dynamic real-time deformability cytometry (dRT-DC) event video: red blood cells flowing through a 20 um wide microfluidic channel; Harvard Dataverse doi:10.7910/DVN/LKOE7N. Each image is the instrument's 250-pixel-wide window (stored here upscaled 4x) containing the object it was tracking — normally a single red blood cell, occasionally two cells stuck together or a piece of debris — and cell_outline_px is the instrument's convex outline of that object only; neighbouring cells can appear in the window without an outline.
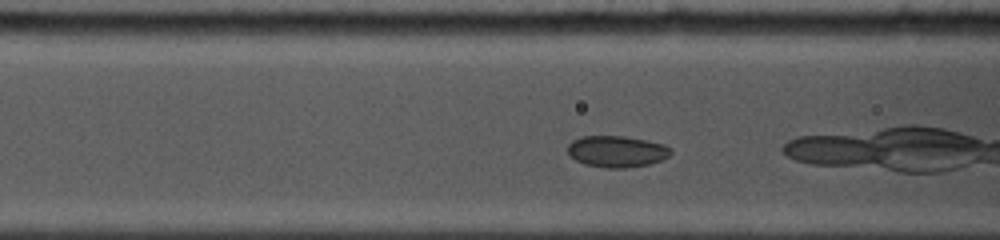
{"species": "common noctule bat (a hibernating species)", "species_latin": "Nyctalus noctula", "temperature_condition": "cold", "stored_images_in_passage": 41, "camera_frame_rate_fps": 5000, "um_per_image_px": 0.085, "animal": {"sex": "female", "body_mass_g": 19.0, "forearm_length_mm": 53.3}, "frame": {"image": 1, "passage_image": 7, "time_ms": 1.4, "image_size_px": [1000, 240], "cell_outline_px": [[672, 152], [668, 156], [660, 160], [648, 164], [624, 168], [604, 168], [584, 164], [568, 156], [568, 144], [572, 140], [580, 136], [624, 136], [648, 140], [664, 144], [672, 148]], "centroid_in_image_um": [52.4, 12.86], "position_along_channel_um": 114.2, "area_um2": 19.07}, "authors_computed_cell_mechanics": {"area_um2": 18.9584, "velocity_mm_per_s": 3.7337, "shape_relaxation_time_tau1_ms": 3.5397, "shape_relaxation_time_tau2_ms": null, "deformation_change_tau1": 0.0559, "deformation_change_tau2": null}}